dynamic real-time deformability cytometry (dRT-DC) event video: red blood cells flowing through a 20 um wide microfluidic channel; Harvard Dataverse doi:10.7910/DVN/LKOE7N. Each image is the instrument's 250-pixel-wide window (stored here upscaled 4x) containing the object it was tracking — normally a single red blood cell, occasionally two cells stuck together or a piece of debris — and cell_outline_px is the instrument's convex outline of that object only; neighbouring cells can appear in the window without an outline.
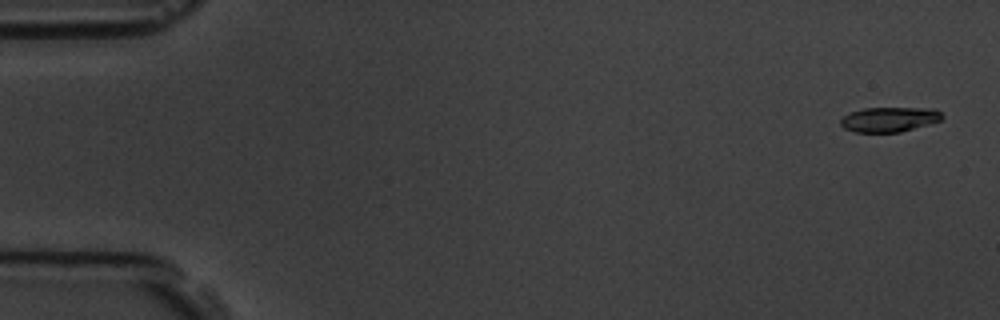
{"species": "common noctule bat (a hibernating species)", "species_latin": "Nyctalus noctula", "temperature_condition": "room temperature", "stored_images_in_passage": 5, "segment_of_instrument_passage": [2, 2], "camera_frame_rate_fps": 3000, "um_per_image_px": 0.085, "animal": {"sex": "male", "body_mass_g": 19.5, "forearm_length_mm": 54.6}, "frame": {"image": 1, "passage_image": 5, "time_ms": 5.333, "image_size_px": [1000, 320], "cell_outline_px": [[944, 116], [940, 120], [928, 124], [900, 132], [856, 132], [844, 128], [840, 124], [840, 120], [844, 116], [852, 112], [864, 108], [932, 108], [940, 112]], "centroid_in_image_um": [75.59, 10.15], "position_along_channel_um": 9.4, "area_um2": 14.51}}